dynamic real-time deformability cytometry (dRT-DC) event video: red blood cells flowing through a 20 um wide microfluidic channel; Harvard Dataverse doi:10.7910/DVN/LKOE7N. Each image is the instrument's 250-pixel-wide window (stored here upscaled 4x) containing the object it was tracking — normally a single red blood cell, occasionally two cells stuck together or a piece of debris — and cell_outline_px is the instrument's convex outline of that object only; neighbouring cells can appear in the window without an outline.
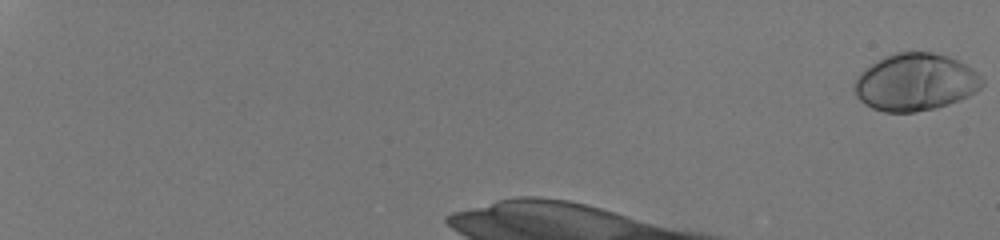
{"species": "human", "species_latin": "Homo sapiens", "temperature_condition": "room temperature", "stored_images_in_passage": 13, "camera_frame_rate_fps": 3000, "um_per_image_px": 0.085, "donor": {"sex": "male"}, "frame": {"image": 1, "passage_image": 1, "time_ms": 0.0, "image_size_px": [1000, 240], "cell_outline_px": [[984, 84], [980, 88], [968, 96], [960, 100], [936, 108], [916, 112], [884, 112], [872, 108], [864, 104], [856, 96], [852, 88], [852, 84], [860, 72], [864, 68], [884, 56], [896, 52], [932, 52], [948, 56], [972, 68], [984, 80]], "centroid_in_image_um": [77.77, 6.99], "position_along_channel_um": 7.2, "area_um2": 42.95}}